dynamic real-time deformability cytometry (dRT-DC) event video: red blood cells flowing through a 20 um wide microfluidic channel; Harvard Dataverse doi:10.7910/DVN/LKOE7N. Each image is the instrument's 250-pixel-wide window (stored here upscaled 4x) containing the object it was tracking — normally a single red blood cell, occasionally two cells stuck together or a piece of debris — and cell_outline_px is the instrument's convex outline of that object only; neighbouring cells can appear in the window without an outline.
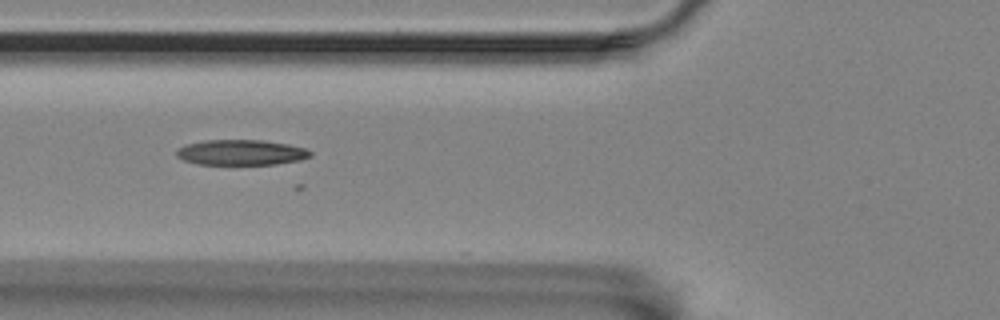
{"species": "Egyptian fruit bat (a non-hibernating species)", "species_latin": "Rousettus aegyptiacus", "temperature_condition": "room temperature", "stored_images_in_passage": 18, "camera_frame_rate_fps": 3000, "um_per_image_px": 0.085, "animal": {"sex": "female"}, "frame": {"image": 1, "passage_image": 5, "time_ms": 1.333, "image_size_px": [1000, 320], "cell_outline_px": [[312, 156], [300, 160], [276, 164], [200, 164], [184, 160], [176, 156], [176, 148], [184, 144], [204, 140], [264, 140], [288, 144], [308, 148], [312, 152]], "centroid_in_image_um": [20.5, 12.94], "position_along_channel_um": 105.3, "area_um2": 20.0}}